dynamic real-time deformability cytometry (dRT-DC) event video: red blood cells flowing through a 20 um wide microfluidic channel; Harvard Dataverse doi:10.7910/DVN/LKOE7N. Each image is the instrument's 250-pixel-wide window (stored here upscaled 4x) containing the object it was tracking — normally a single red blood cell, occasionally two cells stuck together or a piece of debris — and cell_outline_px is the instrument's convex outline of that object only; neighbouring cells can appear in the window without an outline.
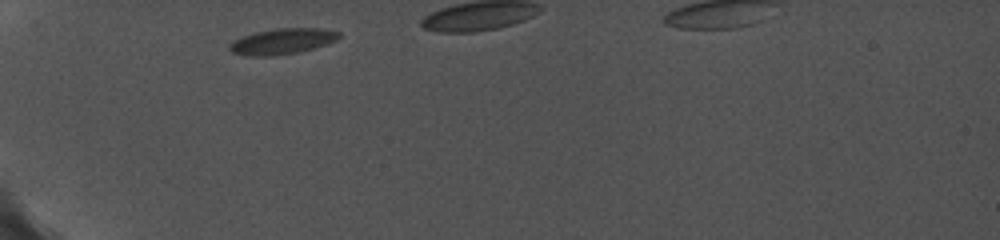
{"species": "common noctule bat (a hibernating species)", "species_latin": "Nyctalus noctula", "temperature_condition": "cold", "stored_images_in_passage": 10, "camera_frame_rate_fps": 5000, "um_per_image_px": 0.085, "animal": {"sex": "female", "body_mass_g": 19.0, "forearm_length_mm": 56.7}, "frame": {"image": 1, "passage_image": 1, "time_ms": 0.0, "image_size_px": [1000, 240], "cell_outline_px": [[340, 36], [336, 40], [328, 44], [300, 52], [272, 56], [244, 56], [232, 52], [228, 48], [228, 44], [252, 32], [276, 28], [324, 28], [340, 32]], "centroid_in_image_um": [24.0, 3.51], "position_along_channel_um": 61.0, "area_um2": 16.65}}